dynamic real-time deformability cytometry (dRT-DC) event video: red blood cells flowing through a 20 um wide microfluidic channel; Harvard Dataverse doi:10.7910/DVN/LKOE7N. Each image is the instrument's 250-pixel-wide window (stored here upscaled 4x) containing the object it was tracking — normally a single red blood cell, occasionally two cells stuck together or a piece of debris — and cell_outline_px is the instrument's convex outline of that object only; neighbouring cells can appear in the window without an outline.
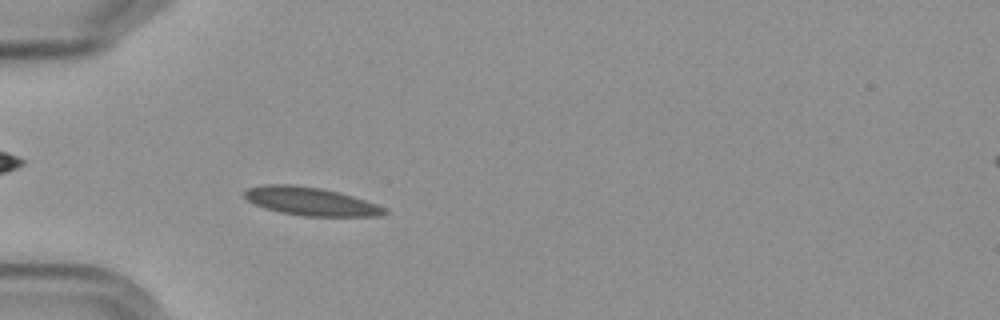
{"species": "Egyptian fruit bat (a non-hibernating species)", "species_latin": "Rousettus aegyptiacus", "temperature_condition": "cold", "stored_images_in_passage": 6, "camera_frame_rate_fps": 3000, "um_per_image_px": 0.085, "frame": {"image": 1, "passage_image": 6, "time_ms": 6.667, "image_size_px": [1000, 320], "cell_outline_px": [[388, 212], [380, 216], [304, 216], [280, 212], [264, 208], [248, 200], [240, 192], [248, 188], [264, 184], [292, 184], [320, 188], [340, 192], [376, 204], [384, 208]], "centroid_in_image_um": [26.36, 17.11], "position_along_channel_um": 58.6, "area_um2": 23.0}}